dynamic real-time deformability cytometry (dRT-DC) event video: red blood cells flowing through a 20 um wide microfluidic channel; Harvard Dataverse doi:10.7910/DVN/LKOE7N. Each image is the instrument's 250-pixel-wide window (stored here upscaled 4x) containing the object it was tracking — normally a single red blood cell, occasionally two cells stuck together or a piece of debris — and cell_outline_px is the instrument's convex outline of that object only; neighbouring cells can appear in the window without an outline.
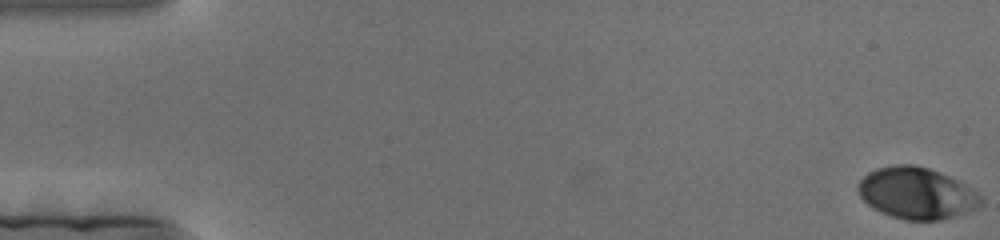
{"species": "human", "species_latin": "Homo sapiens", "temperature_condition": "cold", "stored_images_in_passage": 183, "camera_frame_rate_fps": 3000, "um_per_image_px": 0.085, "donor": {"sex": "female"}, "frame": {"image": 1, "passage_image": 1, "time_ms": 0.0, "image_size_px": [1000, 240], "cell_outline_px": [[984, 204], [952, 216], [940, 220], [908, 220], [892, 216], [880, 212], [872, 208], [860, 196], [856, 188], [860, 180], [868, 172], [876, 168], [896, 164], [912, 164], [928, 168], [948, 176], [956, 180], [976, 192], [984, 200]], "centroid_in_image_um": [77.86, 16.41], "position_along_channel_um": 7.1, "area_um2": 36.47}}
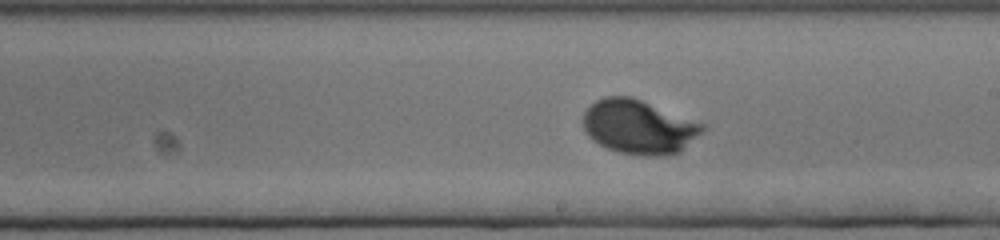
{"frame": {"image": 2, "passage_image": 105, "time_ms": 34.667, "image_size_px": [1000, 240], "cell_outline_px": [[708, 128], [704, 132], [680, 152], [668, 156], [644, 156], [620, 152], [608, 148], [592, 140], [588, 136], [584, 128], [584, 112], [596, 100], [604, 96], [632, 96], [708, 124]], "centroid_in_image_um": [54.38, 10.78], "position_along_channel_um": 234.6, "area_um2": 38.26}}
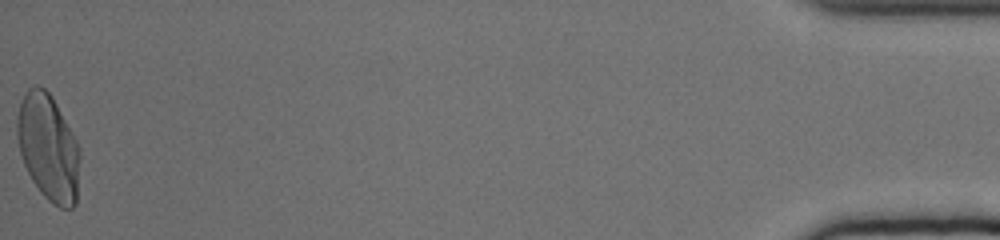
{"frame": {"image": 3, "passage_image": 183, "time_ms": 60.667, "image_size_px": [1000, 240], "cell_outline_px": [[80, 156], [76, 204], [72, 208], [60, 208], [52, 204], [40, 192], [32, 180], [24, 164], [20, 152], [16, 136], [16, 120], [20, 104], [24, 92], [28, 88], [36, 84], [44, 88], [52, 96], [72, 132], [80, 148]], "centroid_in_image_um": [4.1, 12.53], "position_along_channel_um": 431.1, "area_um2": 39.19}}